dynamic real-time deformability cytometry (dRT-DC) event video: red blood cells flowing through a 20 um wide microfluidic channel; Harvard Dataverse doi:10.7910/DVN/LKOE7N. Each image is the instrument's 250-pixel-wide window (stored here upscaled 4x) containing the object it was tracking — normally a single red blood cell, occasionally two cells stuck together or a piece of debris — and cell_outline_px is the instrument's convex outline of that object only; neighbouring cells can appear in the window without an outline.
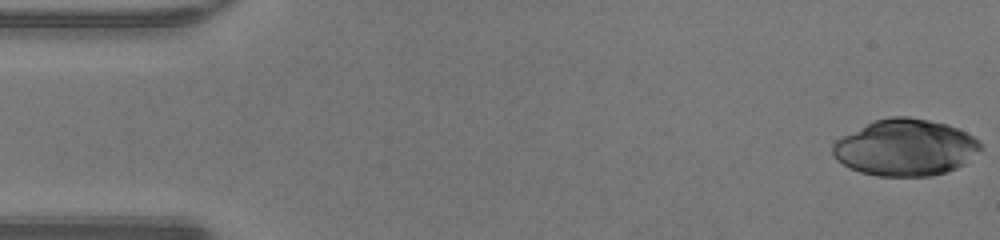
{"species": "human", "species_latin": "Homo sapiens", "temperature_condition": "warm", "stored_images_in_passage": 48, "camera_frame_rate_fps": 3000, "um_per_image_px": 0.085, "donor": {"sex": "male"}, "frame": {"image": 1, "passage_image": 1, "time_ms": 0.0, "image_size_px": [1000, 240], "cell_outline_px": [[984, 148], [964, 164], [956, 168], [932, 176], [876, 176], [860, 172], [836, 160], [832, 156], [832, 144], [836, 140], [876, 120], [888, 116], [908, 116], [948, 124], [972, 136]], "centroid_in_image_um": [76.96, 12.55], "position_along_channel_um": 8.0, "area_um2": 48.44}}
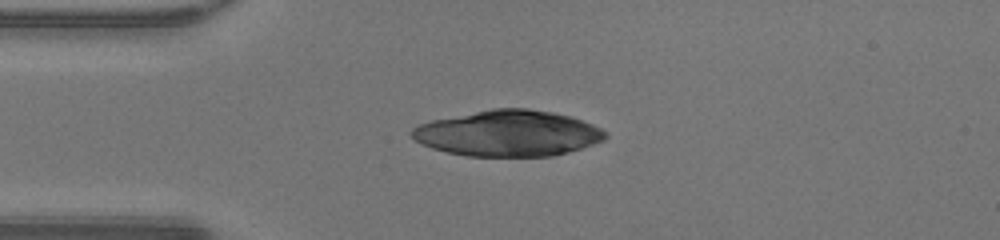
{"frame": {"image": 2, "passage_image": 12, "time_ms": 3.667, "image_size_px": [1000, 240], "cell_outline_px": [[608, 136], [604, 140], [568, 152], [552, 156], [468, 156], [448, 152], [432, 148], [416, 140], [408, 132], [416, 124], [432, 120], [492, 108], [528, 108], [552, 112], [572, 116], [592, 124], [608, 132]], "centroid_in_image_um": [43.19, 11.32], "position_along_channel_um": 41.8, "area_um2": 51.85}}
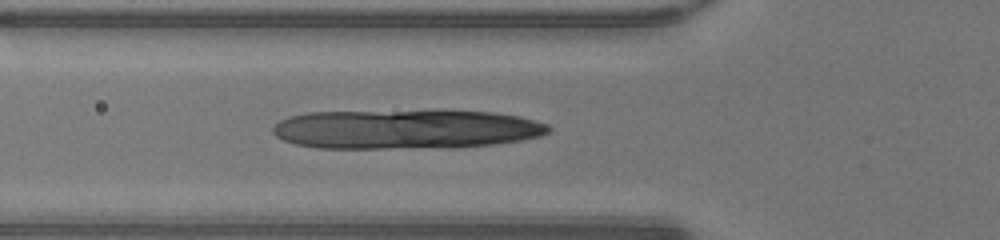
{"frame": {"image": 3, "passage_image": 17, "time_ms": 5.333, "image_size_px": [1000, 240], "cell_outline_px": [[552, 128], [548, 132], [540, 136], [520, 140], [496, 144], [456, 148], [320, 148], [296, 144], [284, 140], [276, 136], [272, 132], [272, 128], [280, 120], [288, 116], [308, 112], [432, 108], [440, 108], [496, 112], [520, 116], [536, 120], [548, 124]], "centroid_in_image_um": [34.55, 10.94], "position_along_channel_um": 91.3, "area_um2": 65.78}}